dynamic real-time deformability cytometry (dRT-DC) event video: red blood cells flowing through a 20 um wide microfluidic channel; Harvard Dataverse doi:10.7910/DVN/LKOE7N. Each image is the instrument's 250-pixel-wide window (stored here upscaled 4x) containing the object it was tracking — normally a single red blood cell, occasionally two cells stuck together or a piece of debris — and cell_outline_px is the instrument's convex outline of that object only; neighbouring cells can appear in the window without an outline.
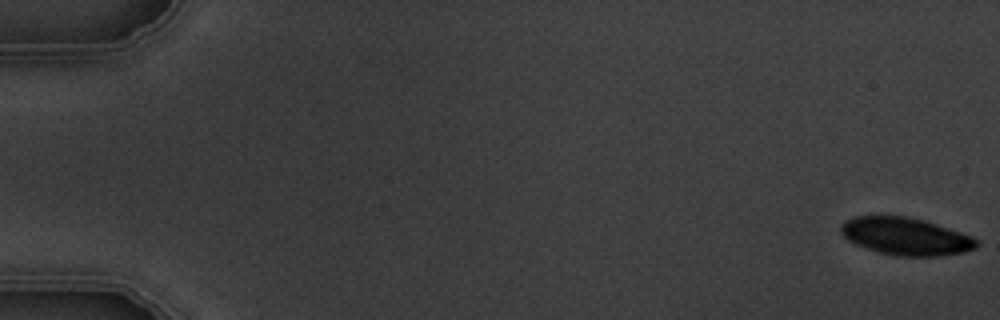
{"species": "common noctule bat (a hibernating species)", "species_latin": "Nyctalus noctula", "temperature_condition": "warm", "stored_images_in_passage": 5, "camera_frame_rate_fps": 3000, "um_per_image_px": 0.085, "animal": {"sex": "male", "body_mass_g": 19.5, "forearm_length_mm": 54.6}, "frame": {"image": 1, "passage_image": 1, "time_ms": 0.0, "image_size_px": [1000, 320], "cell_outline_px": [[980, 244], [976, 248], [964, 252], [936, 256], [896, 256], [880, 252], [856, 244], [848, 240], [840, 232], [840, 224], [844, 220], [852, 216], [908, 216], [924, 220], [972, 236], [980, 240]], "centroid_in_image_um": [76.99, 20.08], "position_along_channel_um": 8.0, "area_um2": 29.71}}